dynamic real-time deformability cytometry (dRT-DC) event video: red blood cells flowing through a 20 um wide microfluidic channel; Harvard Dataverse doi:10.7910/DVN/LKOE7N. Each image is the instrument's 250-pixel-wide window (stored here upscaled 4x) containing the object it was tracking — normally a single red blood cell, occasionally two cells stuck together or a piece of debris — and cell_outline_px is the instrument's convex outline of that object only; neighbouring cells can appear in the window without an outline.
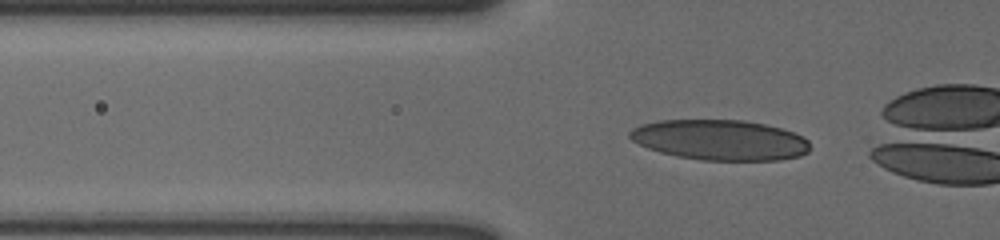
{"species": "human", "species_latin": "Homo sapiens", "temperature_condition": "cold", "stored_images_in_passage": 46, "camera_frame_rate_fps": 3000, "um_per_image_px": 0.085, "donor": {"sex": "male"}, "frame": {"image": 1, "passage_image": 15, "time_ms": 4.667, "image_size_px": [1000, 240], "cell_outline_px": [[808, 152], [800, 156], [780, 160], [700, 160], [676, 156], [660, 152], [648, 148], [632, 140], [628, 136], [628, 132], [632, 128], [640, 124], [660, 120], [744, 120], [764, 124], [780, 128], [804, 136], [808, 140]], "centroid_in_image_um": [61.18, 11.89], "position_along_channel_um": 64.6, "area_um2": 42.48}}
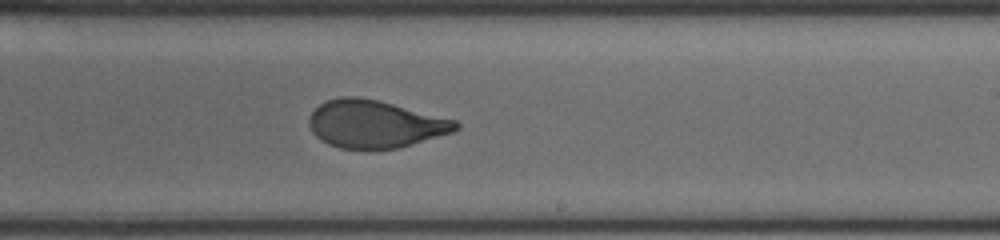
{"frame": {"image": 2, "passage_image": 32, "time_ms": 10.333, "image_size_px": [1000, 240], "cell_outline_px": [[460, 128], [452, 132], [400, 148], [340, 148], [328, 144], [320, 140], [312, 132], [308, 124], [308, 116], [320, 104], [328, 100], [340, 96], [356, 96], [380, 100], [456, 120], [460, 124]], "centroid_in_image_um": [31.86, 10.53], "position_along_channel_um": 257.1, "area_um2": 40.75}}
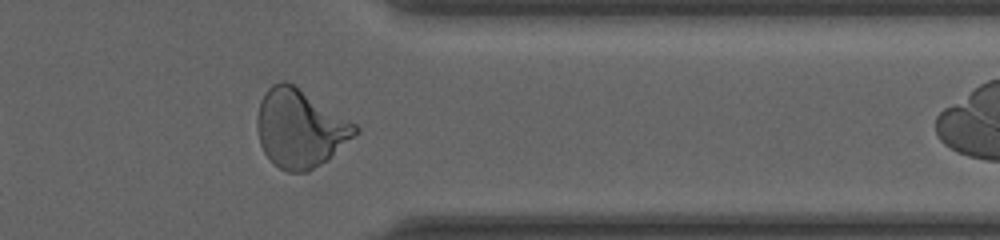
{"frame": {"image": 3, "passage_image": 43, "time_ms": 14.0, "image_size_px": [1000, 240], "cell_outline_px": [[360, 132], [328, 160], [308, 172], [288, 172], [280, 168], [264, 152], [260, 144], [256, 128], [256, 116], [260, 100], [264, 92], [272, 84], [280, 80], [288, 80], [356, 124], [360, 128]], "centroid_in_image_um": [25.5, 10.89], "position_along_channel_um": 385.9, "area_um2": 45.03}}